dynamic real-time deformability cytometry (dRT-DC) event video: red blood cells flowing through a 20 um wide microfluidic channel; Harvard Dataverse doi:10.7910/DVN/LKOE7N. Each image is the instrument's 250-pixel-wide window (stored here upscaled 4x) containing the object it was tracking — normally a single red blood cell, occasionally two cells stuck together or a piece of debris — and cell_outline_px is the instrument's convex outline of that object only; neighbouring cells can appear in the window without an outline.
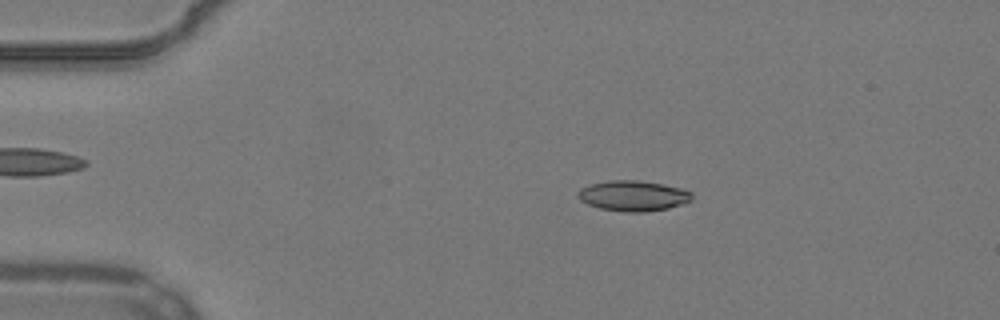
{"species": "common noctule bat (a hibernating species)", "species_latin": "Nyctalus noctula", "temperature_condition": "warm", "stored_images_in_passage": 53, "camera_frame_rate_fps": 3000, "um_per_image_px": 0.085, "animal": {"sex": "male", "body_mass_g": 19.2, "forearm_length_mm": 51.8}, "frame": {"image": 1, "passage_image": 10, "time_ms": 3.0, "image_size_px": [1000, 320], "cell_outline_px": [[692, 200], [684, 204], [668, 208], [648, 212], [624, 212], [600, 208], [588, 204], [580, 200], [576, 196], [576, 192], [580, 188], [588, 184], [608, 180], [636, 180], [660, 184], [680, 188], [692, 192]], "centroid_in_image_um": [53.78, 16.64], "position_along_channel_um": 31.2, "area_um2": 20.4}}
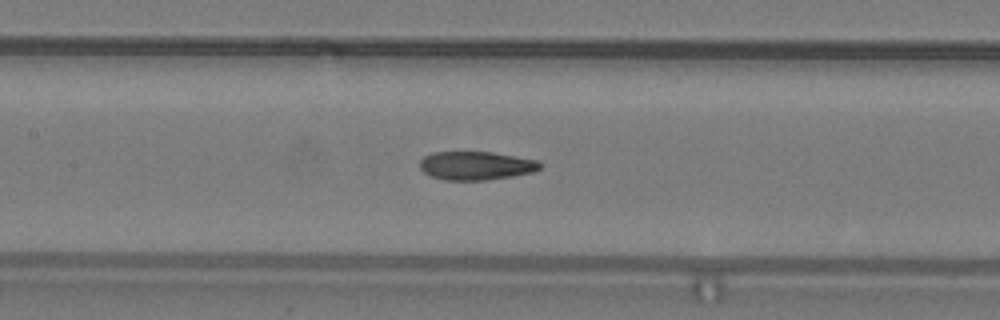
{"frame": {"image": 2, "passage_image": 25, "time_ms": 8.0, "image_size_px": [1000, 320], "cell_outline_px": [[540, 168], [532, 172], [512, 176], [484, 180], [444, 180], [428, 176], [420, 168], [420, 160], [424, 156], [432, 152], [492, 152], [536, 160], [540, 164]], "centroid_in_image_um": [40.39, 14.08], "position_along_channel_um": 167.0, "area_um2": 19.88}}
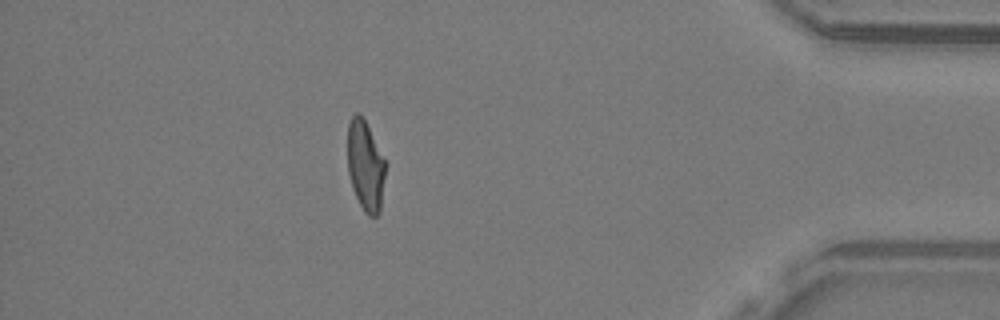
{"frame": {"image": 3, "passage_image": 47, "time_ms": 15.333, "image_size_px": [1000, 320], "cell_outline_px": [[384, 176], [380, 212], [376, 216], [368, 216], [364, 212], [352, 188], [348, 172], [348, 124], [352, 116], [356, 112], [360, 112], [384, 160]], "centroid_in_image_um": [31.03, 14.11], "position_along_channel_um": 404.2, "area_um2": 19.42}, "authors_computed_cell_mechanics": {"area_um2": 20.4034, "velocity_mm_per_s": 3.855, "shape_relaxation_time_tau1_ms": null, "shape_relaxation_time_tau2_ms": 1.8873, "deformation_change_tau1": null, "deformation_change_tau2": 0.0878}}